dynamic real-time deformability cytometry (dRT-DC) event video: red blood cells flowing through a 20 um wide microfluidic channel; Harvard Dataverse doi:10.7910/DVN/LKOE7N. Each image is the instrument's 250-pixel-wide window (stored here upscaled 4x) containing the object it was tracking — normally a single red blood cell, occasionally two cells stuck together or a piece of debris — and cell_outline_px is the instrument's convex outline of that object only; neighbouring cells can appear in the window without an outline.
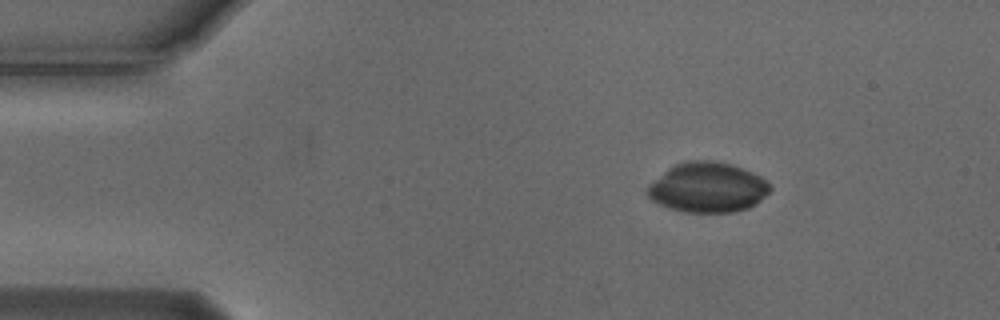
{"species": "Egyptian fruit bat (a non-hibernating species)", "species_latin": "Rousettus aegyptiacus", "temperature_condition": "cold", "stored_images_in_passage": 51, "camera_frame_rate_fps": 3000, "um_per_image_px": 0.085, "animal": {"sex": "male"}, "frame": {"image": 1, "passage_image": 5, "time_ms": 1.333, "image_size_px": [1000, 320], "cell_outline_px": [[772, 188], [756, 204], [748, 208], [736, 212], [684, 212], [668, 208], [652, 200], [644, 192], [644, 188], [648, 184], [668, 168], [676, 164], [692, 160], [712, 160], [732, 164], [744, 168], [760, 176]], "centroid_in_image_um": [60.11, 15.93], "position_along_channel_um": 24.9, "area_um2": 35.89}}
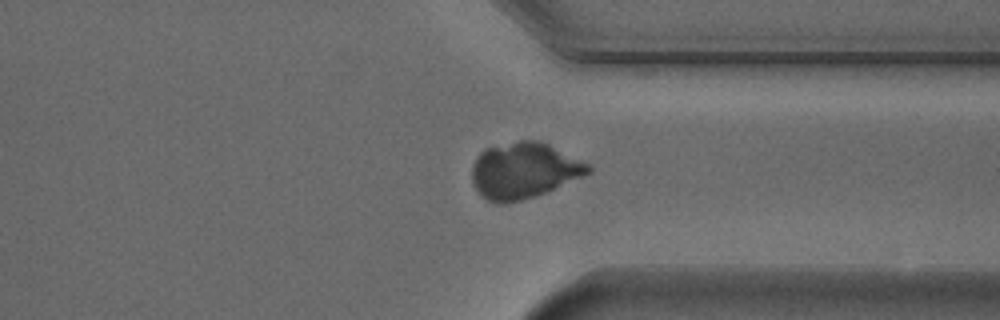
{"frame": {"image": 2, "passage_image": 38, "time_ms": 12.333, "image_size_px": [1000, 320], "cell_outline_px": [[592, 172], [536, 196], [504, 204], [500, 204], [488, 200], [476, 188], [472, 180], [472, 164], [480, 152], [484, 148], [520, 140], [540, 140], [592, 164]], "centroid_in_image_um": [44.56, 14.47], "position_along_channel_um": 366.8, "area_um2": 37.97}}
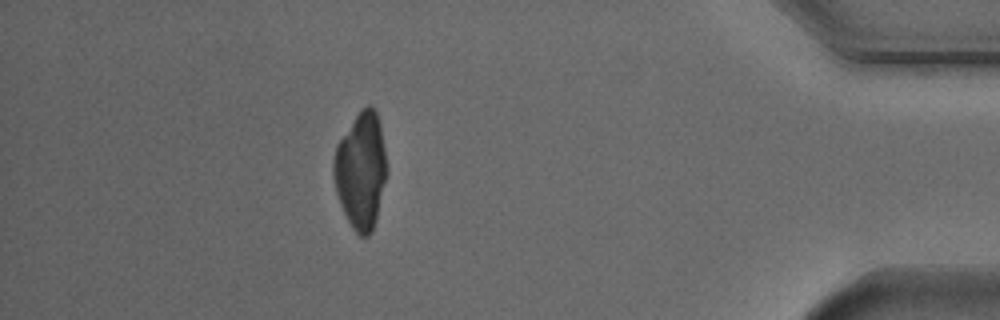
{"frame": {"image": 3, "passage_image": 45, "time_ms": 14.667, "image_size_px": [1000, 320], "cell_outline_px": [[388, 172], [376, 220], [372, 232], [368, 236], [360, 236], [352, 228], [340, 204], [336, 192], [332, 176], [332, 164], [336, 144], [360, 108], [368, 104], [376, 112], [380, 124], [388, 168]], "centroid_in_image_um": [30.67, 14.49], "position_along_channel_um": 404.5, "area_um2": 36.59}}